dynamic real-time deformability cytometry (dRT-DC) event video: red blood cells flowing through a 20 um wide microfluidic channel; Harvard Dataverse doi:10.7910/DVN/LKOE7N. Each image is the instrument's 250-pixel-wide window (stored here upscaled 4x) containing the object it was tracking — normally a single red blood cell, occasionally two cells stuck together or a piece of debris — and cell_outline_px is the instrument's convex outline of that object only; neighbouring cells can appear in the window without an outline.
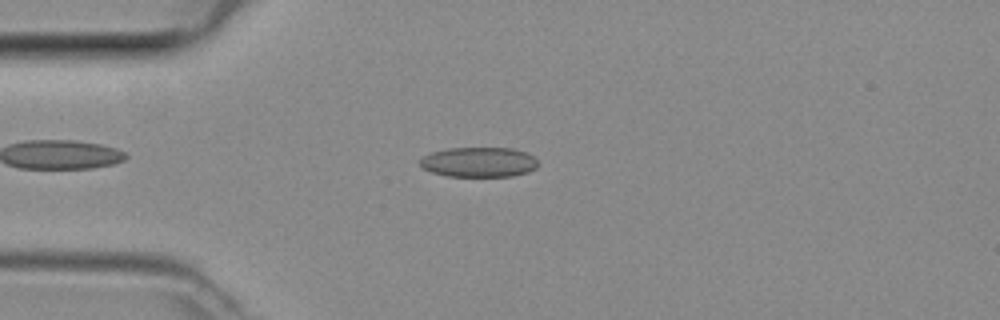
{"species": "common noctule bat (a hibernating species)", "species_latin": "Nyctalus noctula", "temperature_condition": "room temperature", "stored_images_in_passage": 41, "camera_frame_rate_fps": 3000, "um_per_image_px": 0.085, "animal": {"sex": "female", "body_mass_g": 29.2, "forearm_length_mm": 56.3}, "frame": {"image": 1, "passage_image": 6, "time_ms": 1.667, "image_size_px": [1000, 320], "cell_outline_px": [[540, 164], [536, 168], [528, 172], [512, 176], [448, 176], [432, 172], [424, 168], [420, 164], [420, 160], [424, 156], [432, 152], [448, 148], [512, 148], [524, 152], [532, 156]], "centroid_in_image_um": [40.73, 13.78], "position_along_channel_um": 44.3, "area_um2": 20.46}}
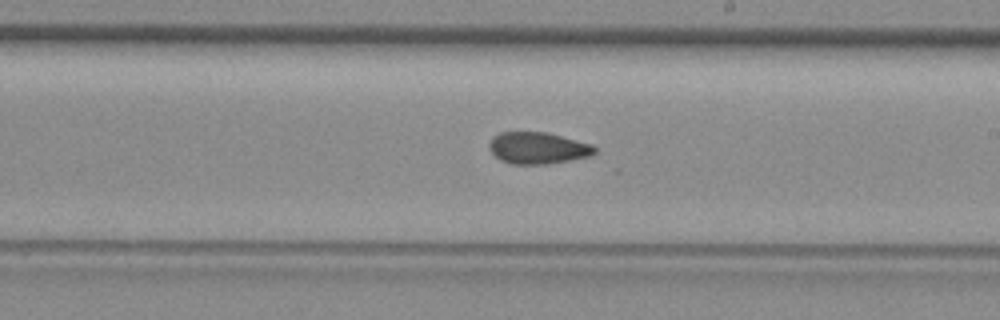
{"frame": {"image": 2, "passage_image": 21, "time_ms": 6.667, "image_size_px": [1000, 320], "cell_outline_px": [[596, 152], [592, 156], [548, 164], [512, 164], [500, 160], [488, 148], [488, 144], [492, 136], [500, 132], [548, 132], [592, 144], [596, 148]], "centroid_in_image_um": [45.72, 12.58], "position_along_channel_um": 243.3, "area_um2": 19.71}}
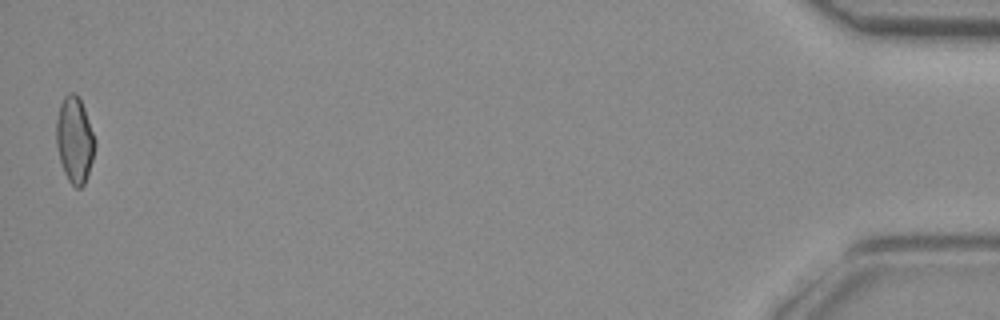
{"frame": {"image": 3, "passage_image": 41, "time_ms": 13.333, "image_size_px": [1000, 320], "cell_outline_px": [[96, 144], [92, 160], [84, 184], [80, 188], [76, 188], [68, 180], [64, 172], [60, 160], [56, 144], [56, 120], [60, 104], [64, 96], [68, 92], [76, 92], [80, 96], [96, 140]], "centroid_in_image_um": [6.34, 11.83], "position_along_channel_um": 428.9, "area_um2": 19.54}}